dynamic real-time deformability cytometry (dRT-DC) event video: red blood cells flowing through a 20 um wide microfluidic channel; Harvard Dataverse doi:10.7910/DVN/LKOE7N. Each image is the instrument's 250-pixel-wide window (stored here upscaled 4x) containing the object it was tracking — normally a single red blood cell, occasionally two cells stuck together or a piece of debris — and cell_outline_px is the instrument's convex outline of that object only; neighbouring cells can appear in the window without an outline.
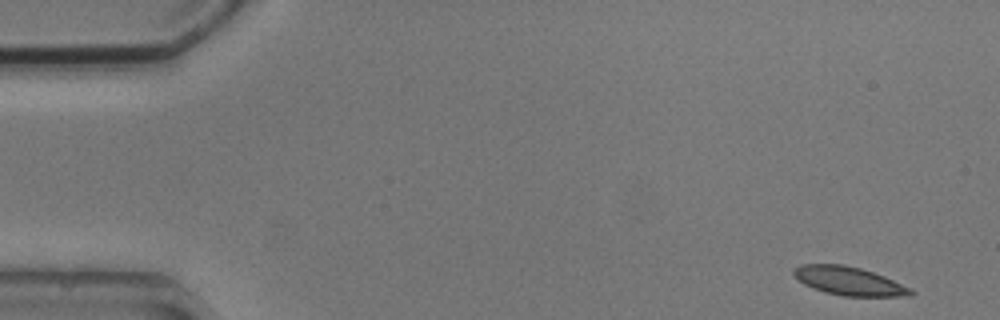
{"species": "common noctule bat (a hibernating species)", "species_latin": "Nyctalus noctula", "temperature_condition": "cold", "stored_images_in_passage": 5, "segment_of_instrument_passage": [1, 2], "camera_frame_rate_fps": 3000, "um_per_image_px": 0.085, "animal": {"sex": "male", "body_mass_g": 20.5, "forearm_length_mm": 52.5}, "frame": {"image": 1, "passage_image": 1, "time_ms": 0.0, "image_size_px": [1000, 320], "cell_outline_px": [[916, 292], [912, 296], [844, 296], [824, 292], [812, 288], [804, 284], [792, 272], [800, 264], [844, 264], [860, 268], [884, 276], [912, 288]], "centroid_in_image_um": [72.21, 23.89], "position_along_channel_um": 12.8, "area_um2": 19.42}}
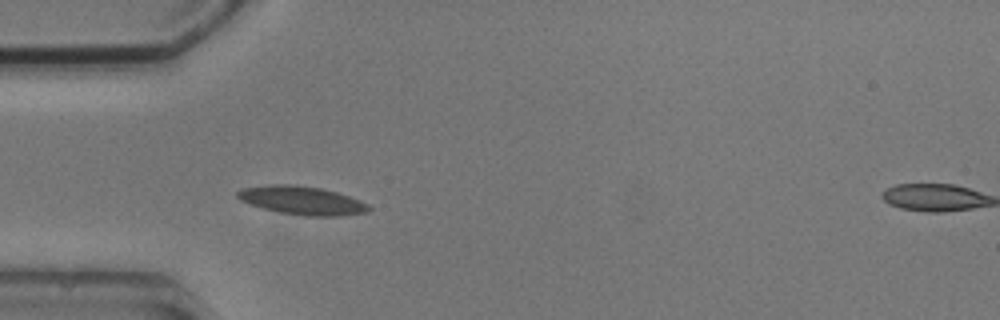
{"frame": {"image": 2, "passage_image": 4, "time_ms": 4.333, "image_size_px": [1000, 320], "cell_outline_px": [[372, 208], [368, 212], [336, 216], [304, 216], [280, 212], [264, 208], [240, 200], [236, 196], [236, 192], [240, 188], [268, 184], [296, 184], [320, 188], [336, 192], [360, 200], [368, 204]], "centroid_in_image_um": [25.65, 17.02], "position_along_channel_um": 59.3, "area_um2": 21.79}}